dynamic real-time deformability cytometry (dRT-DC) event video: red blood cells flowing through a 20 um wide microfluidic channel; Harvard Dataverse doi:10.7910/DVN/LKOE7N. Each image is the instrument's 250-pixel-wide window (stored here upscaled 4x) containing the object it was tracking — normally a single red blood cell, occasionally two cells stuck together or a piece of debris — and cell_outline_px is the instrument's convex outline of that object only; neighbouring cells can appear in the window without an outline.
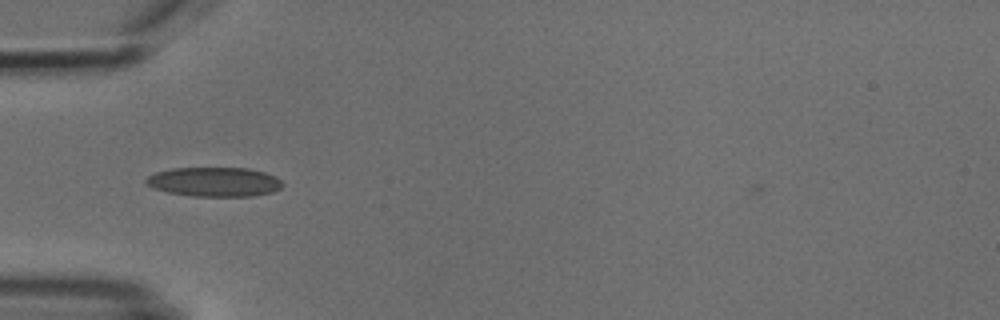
{"species": "common noctule bat (a hibernating species)", "species_latin": "Nyctalus noctula", "temperature_condition": "cold", "stored_images_in_passage": 1, "camera_frame_rate_fps": 3000, "um_per_image_px": 0.085, "animal": {"sex": "male", "body_mass_g": 18.8}, "frame": {"image": 1, "passage_image": 1, "time_ms": 0.0, "image_size_px": [1000, 320], "cell_outline_px": [[284, 184], [280, 188], [272, 192], [252, 196], [192, 196], [168, 192], [156, 188], [148, 184], [144, 180], [148, 176], [156, 172], [172, 168], [248, 168], [264, 172], [276, 176]], "centroid_in_image_um": [18.25, 15.45], "position_along_channel_um": 66.8, "area_um2": 23.24}}